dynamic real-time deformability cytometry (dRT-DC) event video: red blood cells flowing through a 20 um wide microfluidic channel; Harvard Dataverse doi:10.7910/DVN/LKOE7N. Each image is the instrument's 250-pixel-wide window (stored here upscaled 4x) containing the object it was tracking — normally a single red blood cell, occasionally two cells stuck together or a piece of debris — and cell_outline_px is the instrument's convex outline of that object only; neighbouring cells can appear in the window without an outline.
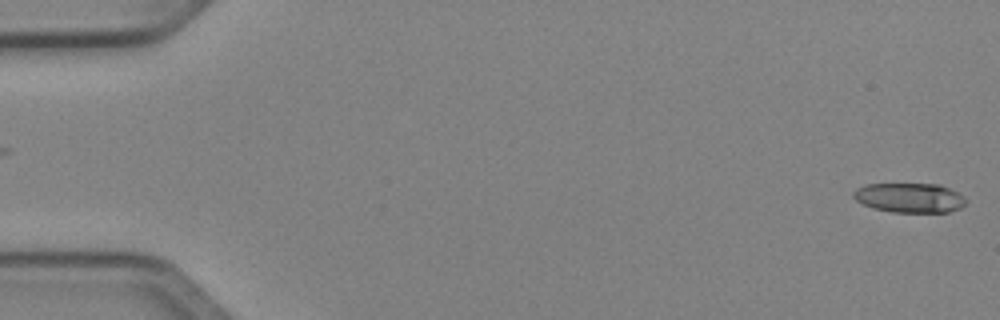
{"species": "Egyptian fruit bat (a non-hibernating species)", "species_latin": "Rousettus aegyptiacus", "temperature_condition": "cold", "stored_images_in_passage": 10, "camera_frame_rate_fps": 3000, "um_per_image_px": 0.085, "animal": {"sex": "female"}, "frame": {"image": 1, "passage_image": 1, "time_ms": 0.0, "image_size_px": [1000, 320], "cell_outline_px": [[968, 200], [960, 208], [948, 212], [892, 212], [872, 208], [856, 200], [852, 196], [852, 192], [856, 188], [868, 184], [940, 184], [964, 196]], "centroid_in_image_um": [77.31, 16.81], "position_along_channel_um": 7.7, "area_um2": 19.42}}